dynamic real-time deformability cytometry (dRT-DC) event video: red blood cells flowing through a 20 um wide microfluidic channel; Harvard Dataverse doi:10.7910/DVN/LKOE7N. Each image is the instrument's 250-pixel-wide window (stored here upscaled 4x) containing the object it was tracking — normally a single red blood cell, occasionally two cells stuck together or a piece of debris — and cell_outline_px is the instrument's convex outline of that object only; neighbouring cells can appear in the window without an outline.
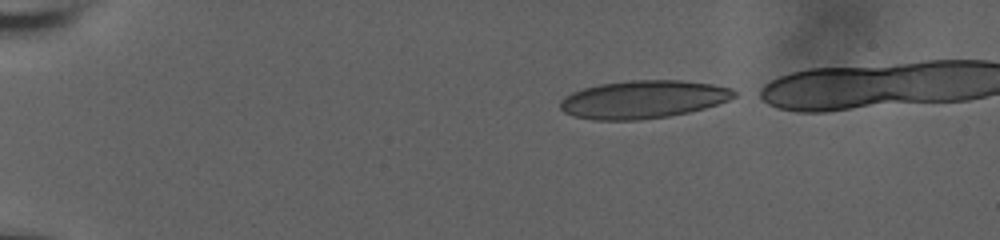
{"species": "human", "species_latin": "Homo sapiens", "temperature_condition": "room temperature", "stored_images_in_passage": 44, "camera_frame_rate_fps": 3000, "um_per_image_px": 0.085, "donor": {"sex": "male"}, "frame": {"image": 1, "passage_image": 1, "time_ms": 0.0, "image_size_px": [1000, 240], "cell_outline_px": [[736, 96], [728, 100], [704, 108], [688, 112], [668, 116], [640, 120], [592, 120], [572, 116], [564, 112], [560, 108], [560, 100], [564, 96], [572, 92], [584, 88], [600, 84], [632, 80], [680, 80], [712, 84], [732, 88], [736, 92]], "centroid_in_image_um": [54.64, 8.45], "position_along_channel_um": 30.4, "area_um2": 38.49}}
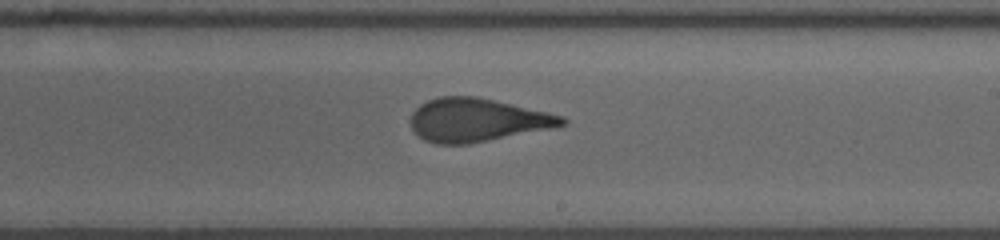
{"frame": {"image": 2, "passage_image": 26, "time_ms": 8.333, "image_size_px": [1000, 240], "cell_outline_px": [[568, 124], [552, 128], [468, 144], [436, 144], [424, 140], [412, 128], [408, 120], [412, 112], [420, 104], [428, 100], [440, 96], [476, 96], [548, 112], [564, 116], [568, 120]], "centroid_in_image_um": [40.54, 10.2], "position_along_channel_um": 248.5, "area_um2": 38.26}}
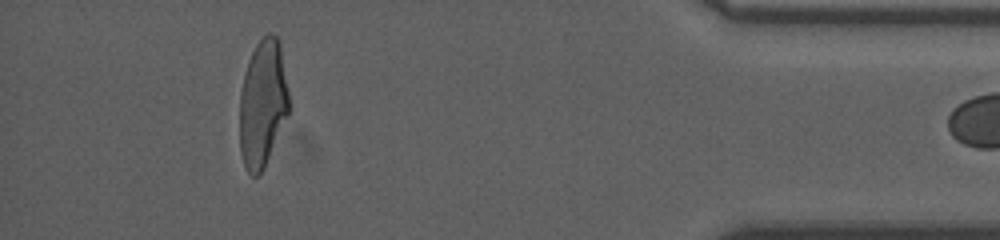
{"frame": {"image": 3, "passage_image": 43, "time_ms": 14.0, "image_size_px": [1000, 240], "cell_outline_px": [[288, 116], [264, 168], [256, 176], [252, 176], [244, 168], [240, 152], [240, 92], [244, 72], [248, 60], [256, 44], [268, 32], [272, 32], [280, 40], [288, 92]], "centroid_in_image_um": [22.32, 8.79], "position_along_channel_um": 412.9, "area_um2": 36.82}}